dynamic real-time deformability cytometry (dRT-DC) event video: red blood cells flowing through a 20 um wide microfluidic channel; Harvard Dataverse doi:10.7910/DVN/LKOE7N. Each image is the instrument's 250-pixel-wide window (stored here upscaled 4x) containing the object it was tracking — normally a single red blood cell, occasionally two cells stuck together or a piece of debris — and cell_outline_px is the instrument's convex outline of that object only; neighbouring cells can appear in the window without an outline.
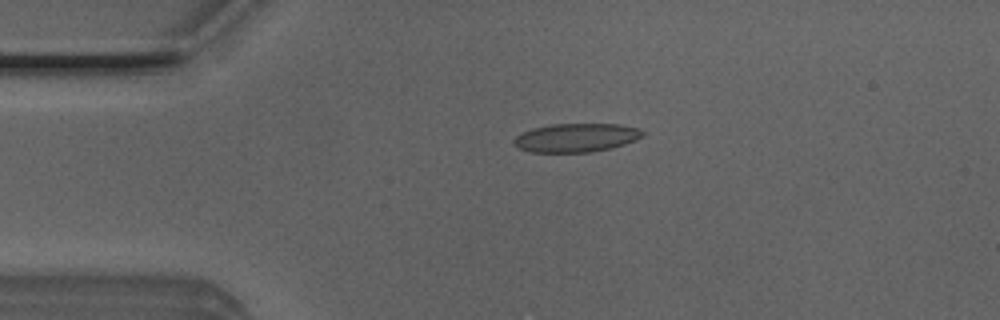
{"species": "Egyptian fruit bat (a non-hibernating species)", "species_latin": "Rousettus aegyptiacus", "temperature_condition": "room temperature", "stored_images_in_passage": 43, "camera_frame_rate_fps": 3000, "um_per_image_px": 0.085, "animal": {"sex": "male"}, "frame": {"image": 1, "passage_image": 3, "time_ms": 0.667, "image_size_px": [1000, 320], "cell_outline_px": [[644, 136], [636, 140], [612, 148], [592, 152], [528, 152], [520, 148], [512, 140], [516, 136], [532, 128], [552, 124], [620, 124], [636, 128], [644, 132]], "centroid_in_image_um": [48.99, 11.7], "position_along_channel_um": 36.0, "area_um2": 21.44}}
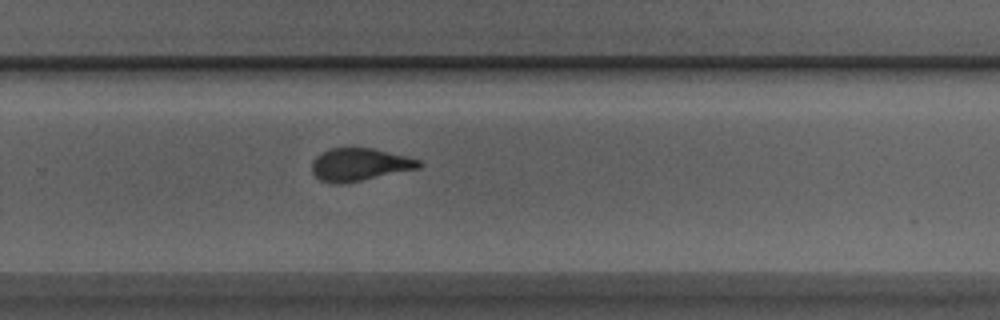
{"frame": {"image": 2, "passage_image": 25, "time_ms": 8.0, "image_size_px": [1000, 320], "cell_outline_px": [[424, 164], [420, 168], [340, 184], [332, 184], [320, 180], [312, 172], [312, 160], [316, 156], [328, 148], [352, 144], [376, 148], [408, 156], [420, 160]], "centroid_in_image_um": [30.55, 13.92], "position_along_channel_um": 299.2, "area_um2": 21.21}}
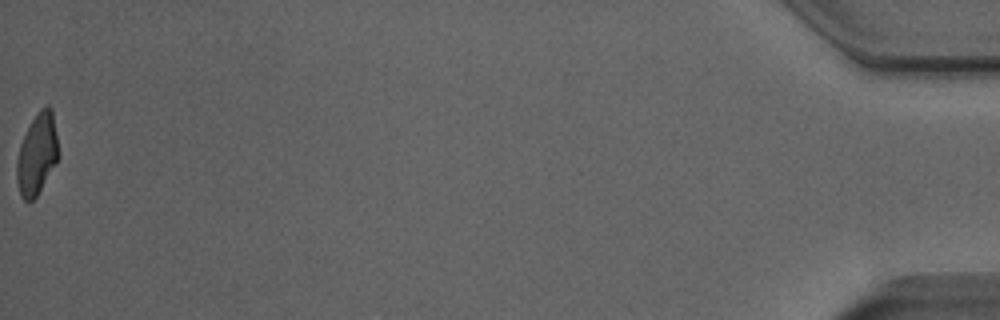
{"frame": {"image": 3, "passage_image": 43, "time_ms": 14.0, "image_size_px": [1000, 320], "cell_outline_px": [[60, 156], [36, 196], [28, 204], [20, 196], [16, 180], [16, 160], [20, 144], [32, 120], [40, 108], [48, 104], [52, 108]], "centroid_in_image_um": [3.14, 13.11], "position_along_channel_um": 432.1, "area_um2": 19.83}, "authors_computed_cell_mechanics": {"area_um2": 21.0392, "velocity_mm_per_s": 4.0224, "shape_relaxation_time_tau1_ms": 3.4838, "shape_relaxation_time_tau2_ms": 1.3364, "deformation_change_tau1": 0.162, "deformation_change_tau2": 0.1035}}